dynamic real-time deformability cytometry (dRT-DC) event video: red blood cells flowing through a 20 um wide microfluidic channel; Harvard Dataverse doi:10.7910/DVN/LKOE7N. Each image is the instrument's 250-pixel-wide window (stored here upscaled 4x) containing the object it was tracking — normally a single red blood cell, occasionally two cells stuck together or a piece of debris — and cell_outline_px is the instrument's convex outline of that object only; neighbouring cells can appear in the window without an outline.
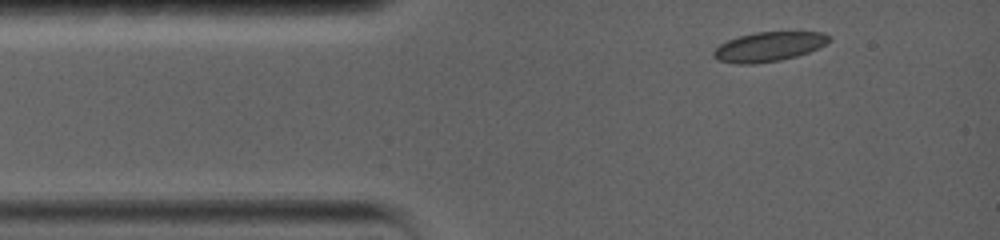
{"species": "common noctule bat (a hibernating species)", "species_latin": "Nyctalus noctula", "temperature_condition": "warm", "stored_images_in_passage": 5, "camera_frame_rate_fps": 5000, "um_per_image_px": 0.085, "animal": {"sex": "female", "body_mass_g": 19.0, "forearm_length_mm": 56.7}, "frame": {"image": 1, "passage_image": 1, "time_ms": 0.0, "image_size_px": [1000, 240], "cell_outline_px": [[828, 40], [824, 44], [808, 52], [796, 56], [780, 60], [756, 64], [736, 64], [716, 60], [712, 52], [720, 44], [728, 40], [740, 36], [756, 32], [820, 32], [828, 36]], "centroid_in_image_um": [65.27, 3.98], "position_along_channel_um": 19.7, "area_um2": 19.54}}
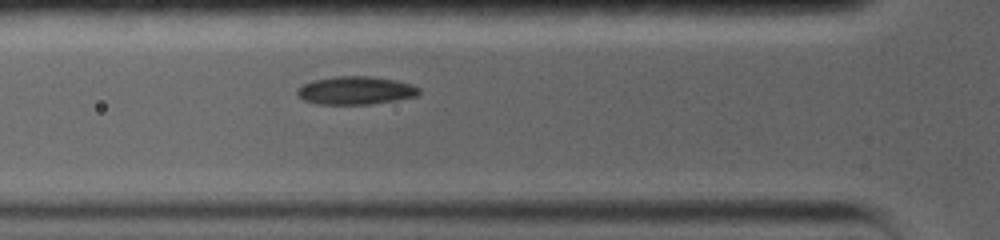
{"frame": {"image": 2, "passage_image": 4, "time_ms": 3.2, "image_size_px": [1000, 240], "cell_outline_px": [[420, 92], [416, 96], [396, 100], [372, 104], [316, 104], [304, 100], [296, 92], [296, 88], [312, 80], [336, 76], [372, 76], [396, 80], [412, 84], [420, 88]], "centroid_in_image_um": [30.23, 7.68], "position_along_channel_um": 95.6, "area_um2": 20.06}}
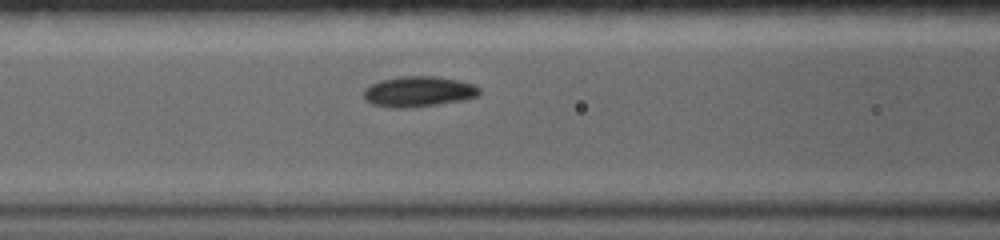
{"frame": {"image": 3, "passage_image": 5, "time_ms": 4.2, "image_size_px": [1000, 240], "cell_outline_px": [[480, 92], [476, 96], [460, 100], [436, 104], [404, 108], [392, 108], [372, 104], [364, 100], [364, 88], [380, 80], [400, 76], [436, 76], [456, 80], [472, 84], [480, 88]], "centroid_in_image_um": [35.51, 7.78], "position_along_channel_um": 131.1, "area_um2": 20.35}}